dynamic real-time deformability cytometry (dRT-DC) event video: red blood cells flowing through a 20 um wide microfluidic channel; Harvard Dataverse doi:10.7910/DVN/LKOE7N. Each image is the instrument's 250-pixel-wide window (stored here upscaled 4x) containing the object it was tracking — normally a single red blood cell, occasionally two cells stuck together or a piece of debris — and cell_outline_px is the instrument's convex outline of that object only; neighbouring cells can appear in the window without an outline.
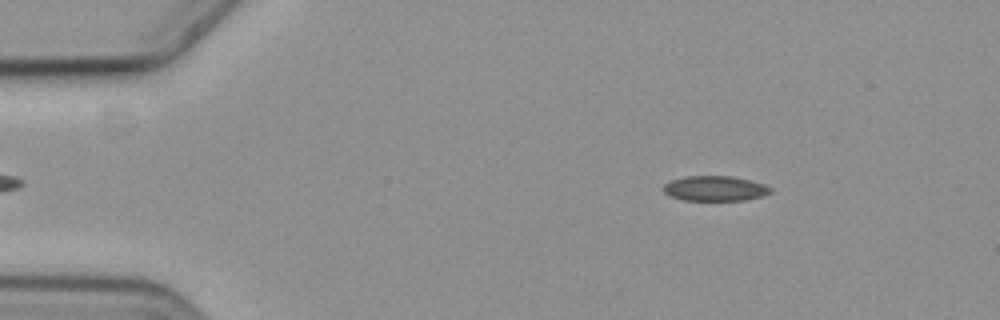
{"species": "common noctule bat (a hibernating species)", "species_latin": "Nyctalus noctula", "temperature_condition": "cold", "stored_images_in_passage": 5, "camera_frame_rate_fps": 3000, "um_per_image_px": 0.085, "animal": {"sex": "female", "body_mass_g": 19.3, "forearm_length_mm": 54.1}, "frame": {"image": 1, "passage_image": 1, "time_ms": 0.0, "image_size_px": [1000, 320], "cell_outline_px": [[772, 192], [760, 196], [744, 200], [684, 200], [672, 196], [664, 192], [664, 184], [672, 180], [684, 176], [732, 176], [764, 184], [772, 188]], "centroid_in_image_um": [60.78, 16.01], "position_along_channel_um": 24.2, "area_um2": 15.43}}
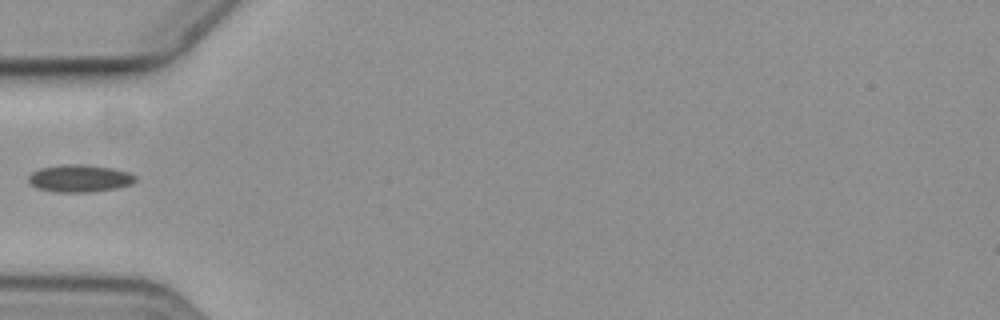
{"frame": {"image": 2, "passage_image": 4, "time_ms": 3.667, "image_size_px": [1000, 320], "cell_outline_px": [[136, 180], [132, 184], [116, 188], [92, 192], [52, 192], [36, 188], [28, 180], [28, 176], [32, 172], [40, 168], [64, 164], [84, 164], [112, 168], [128, 172], [136, 176]], "centroid_in_image_um": [6.76, 15.16], "position_along_channel_um": 78.2, "area_um2": 17.17}}
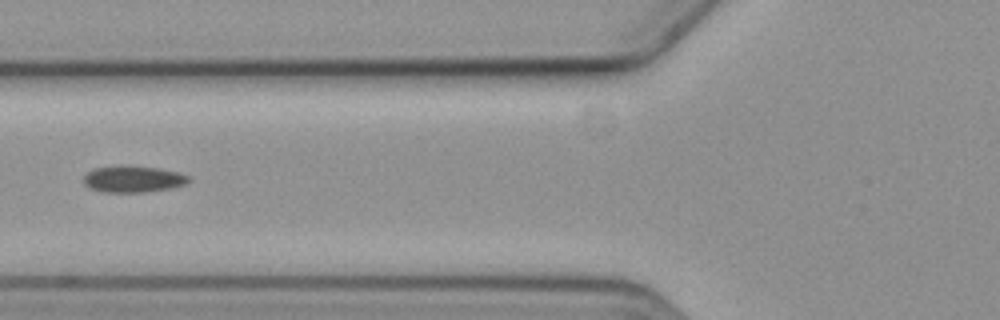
{"frame": {"image": 3, "passage_image": 5, "time_ms": 4.667, "image_size_px": [1000, 320], "cell_outline_px": [[192, 180], [184, 184], [172, 188], [144, 192], [104, 192], [88, 188], [84, 184], [84, 176], [88, 172], [96, 168], [160, 168], [180, 172], [188, 176]], "centroid_in_image_um": [11.36, 15.27], "position_along_channel_um": 114.4, "area_um2": 15.61}}